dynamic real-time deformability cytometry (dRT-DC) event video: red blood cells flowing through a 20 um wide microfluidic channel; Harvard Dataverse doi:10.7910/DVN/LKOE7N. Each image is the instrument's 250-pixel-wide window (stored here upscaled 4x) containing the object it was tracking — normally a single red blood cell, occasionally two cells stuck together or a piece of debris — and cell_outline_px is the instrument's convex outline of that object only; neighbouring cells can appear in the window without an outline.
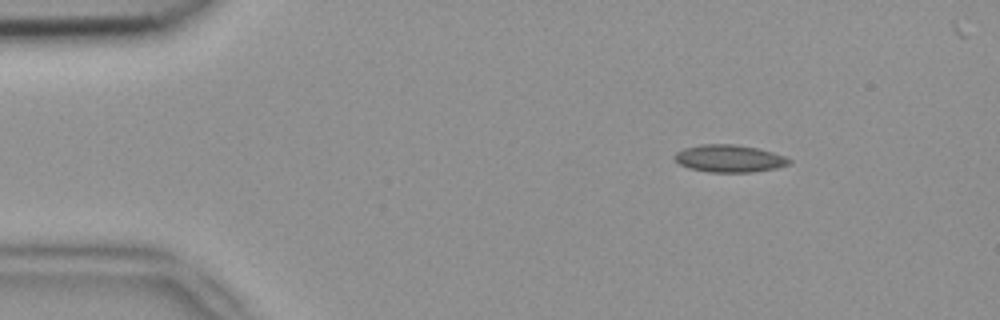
{"species": "common noctule bat (a hibernating species)", "species_latin": "Nyctalus noctula", "temperature_condition": "room temperature", "stored_images_in_passage": 42, "camera_frame_rate_fps": 3000, "um_per_image_px": 0.085, "animal": {"sex": "female", "body_mass_g": 18.4}, "frame": {"image": 1, "passage_image": 1, "time_ms": 0.0, "image_size_px": [1000, 320], "cell_outline_px": [[792, 164], [776, 168], [752, 172], [708, 172], [688, 168], [680, 164], [672, 156], [676, 152], [684, 148], [700, 144], [736, 144], [756, 148], [772, 152], [784, 156], [792, 160]], "centroid_in_image_um": [61.98, 13.47], "position_along_channel_um": 23.0, "area_um2": 18.38}}
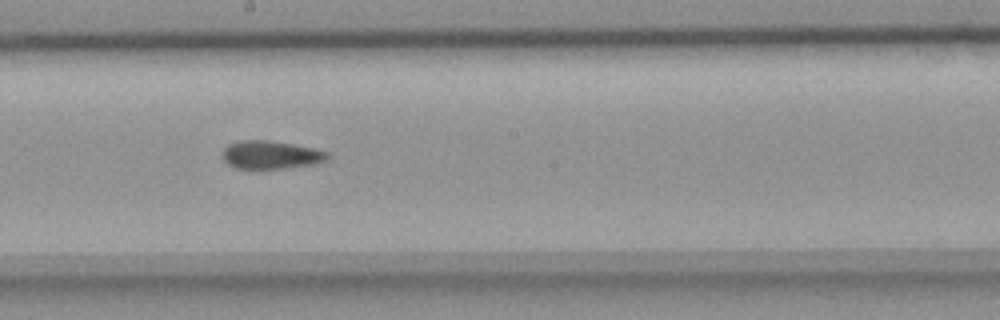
{"frame": {"image": 2, "passage_image": 22, "time_ms": 7.0, "image_size_px": [1000, 320], "cell_outline_px": [[328, 156], [324, 160], [316, 164], [288, 168], [256, 172], [248, 172], [232, 168], [224, 160], [220, 152], [228, 144], [240, 140], [268, 140], [292, 144], [312, 148], [328, 152]], "centroid_in_image_um": [22.9, 13.22], "position_along_channel_um": 225.3, "area_um2": 18.15}}
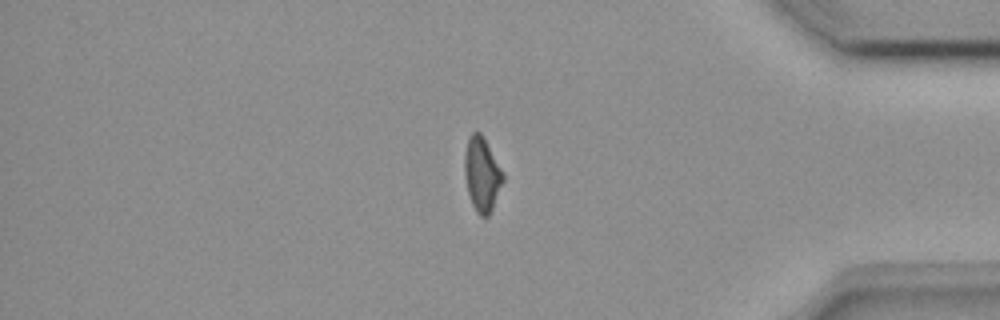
{"frame": {"image": 3, "passage_image": 37, "time_ms": 12.0, "image_size_px": [1000, 320], "cell_outline_px": [[504, 180], [492, 208], [488, 216], [480, 216], [476, 212], [472, 204], [468, 192], [464, 172], [464, 156], [468, 136], [472, 132], [480, 132], [484, 136], [504, 172]], "centroid_in_image_um": [40.97, 14.77], "position_along_channel_um": 394.2, "area_um2": 16.76}, "authors_computed_cell_mechanics": {"area_um2": 17.5134, "velocity_mm_per_s": 3.9415, "shape_relaxation_time_tau1_ms": null, "shape_relaxation_time_tau2_ms": 2.3639, "deformation_change_tau1": null, "deformation_change_tau2": 0.0741}}